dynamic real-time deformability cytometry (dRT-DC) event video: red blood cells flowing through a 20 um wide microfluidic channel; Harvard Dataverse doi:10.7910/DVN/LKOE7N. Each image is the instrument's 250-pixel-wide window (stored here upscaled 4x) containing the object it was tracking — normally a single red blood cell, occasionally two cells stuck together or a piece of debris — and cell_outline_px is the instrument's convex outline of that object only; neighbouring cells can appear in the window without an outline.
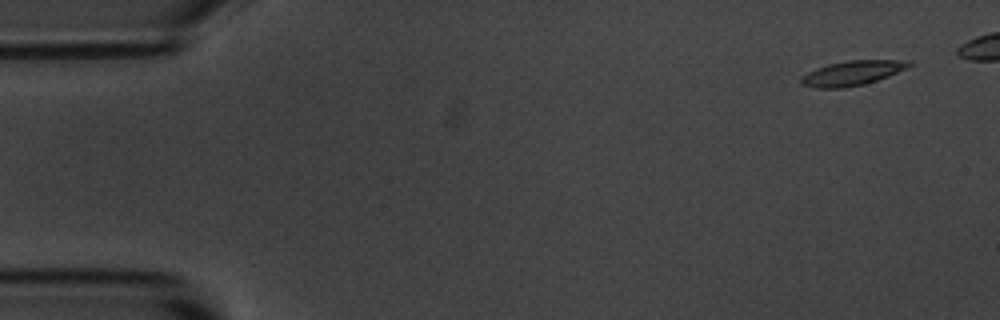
{"species": "common noctule bat (a hibernating species)", "species_latin": "Nyctalus noctula", "temperature_condition": "room temperature", "stored_images_in_passage": 6, "camera_frame_rate_fps": 3000, "um_per_image_px": 0.085, "animal": {"sex": "male", "body_mass_g": 20.1, "forearm_length_mm": 53.5}, "frame": {"image": 1, "passage_image": 1, "time_ms": 0.0, "image_size_px": [1000, 320], "cell_outline_px": [[916, 64], [908, 68], [888, 76], [864, 84], [844, 88], [816, 88], [800, 84], [800, 76], [816, 68], [828, 64], [848, 60], [912, 60]], "centroid_in_image_um": [72.47, 6.2], "position_along_channel_um": 12.5, "area_um2": 15.72}}